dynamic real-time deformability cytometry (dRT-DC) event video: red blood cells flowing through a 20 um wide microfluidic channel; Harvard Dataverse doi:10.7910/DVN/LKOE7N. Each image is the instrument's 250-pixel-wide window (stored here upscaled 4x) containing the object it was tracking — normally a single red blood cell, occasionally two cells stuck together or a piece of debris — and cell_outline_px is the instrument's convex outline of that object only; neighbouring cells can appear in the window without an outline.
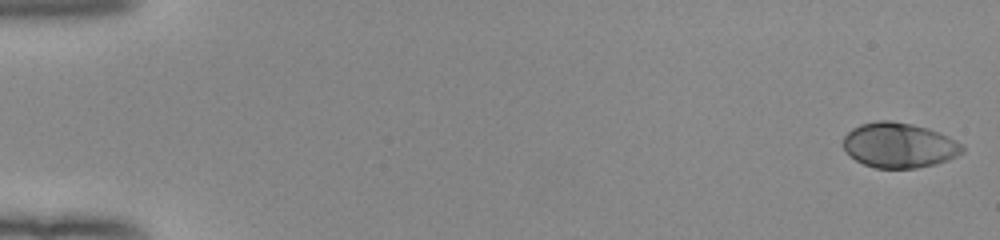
{"species": "human", "species_latin": "Homo sapiens", "temperature_condition": "room temperature", "stored_images_in_passage": 52, "camera_frame_rate_fps": 3000, "um_per_image_px": 0.085, "donor": {"sex": "female"}, "frame": {"image": 1, "passage_image": 1, "time_ms": 0.0, "image_size_px": [1000, 240], "cell_outline_px": [[964, 152], [948, 160], [936, 164], [916, 168], [876, 168], [864, 164], [856, 160], [844, 148], [844, 136], [852, 128], [860, 124], [880, 120], [888, 120], [912, 124], [928, 128], [948, 136], [956, 140], [964, 148]], "centroid_in_image_um": [76.44, 12.34], "position_along_channel_um": 8.6, "area_um2": 31.15}}
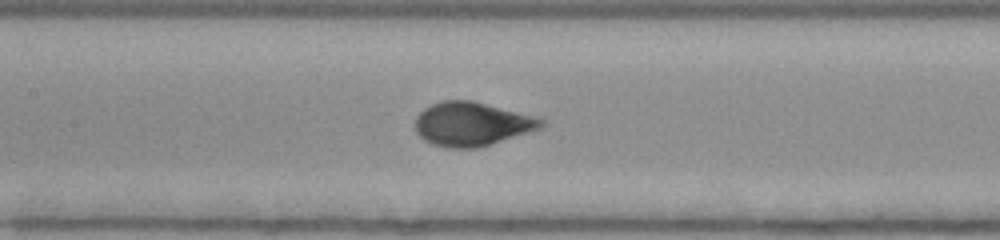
{"frame": {"image": 2, "passage_image": 26, "time_ms": 8.333, "image_size_px": [1000, 240], "cell_outline_px": [[544, 124], [540, 128], [492, 144], [476, 148], [448, 148], [432, 144], [424, 140], [416, 132], [416, 116], [424, 108], [440, 100], [472, 100], [532, 116], [544, 120]], "centroid_in_image_um": [40.06, 10.54], "position_along_channel_um": 167.3, "area_um2": 31.91}}
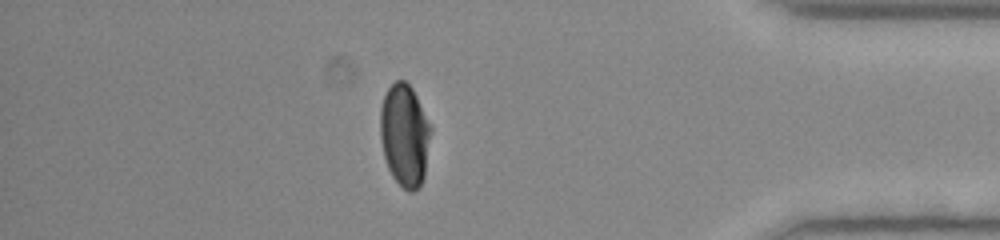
{"frame": {"image": 3, "passage_image": 46, "time_ms": 15.0, "image_size_px": [1000, 240], "cell_outline_px": [[432, 128], [424, 176], [420, 184], [412, 192], [408, 192], [392, 176], [388, 168], [384, 156], [380, 136], [380, 108], [384, 96], [388, 88], [396, 80], [404, 80], [412, 88]], "centroid_in_image_um": [34.39, 11.48], "position_along_channel_um": 400.8, "area_um2": 30.0}, "authors_computed_cell_mechanics": {"area_um2": 31.212, "velocity_mm_per_s": 3.973, "shape_relaxation_time_tau1_ms": 3.4931, "shape_relaxation_time_tau2_ms": null, "deformation_change_tau1": 0.1884, "deformation_change_tau2": null}}